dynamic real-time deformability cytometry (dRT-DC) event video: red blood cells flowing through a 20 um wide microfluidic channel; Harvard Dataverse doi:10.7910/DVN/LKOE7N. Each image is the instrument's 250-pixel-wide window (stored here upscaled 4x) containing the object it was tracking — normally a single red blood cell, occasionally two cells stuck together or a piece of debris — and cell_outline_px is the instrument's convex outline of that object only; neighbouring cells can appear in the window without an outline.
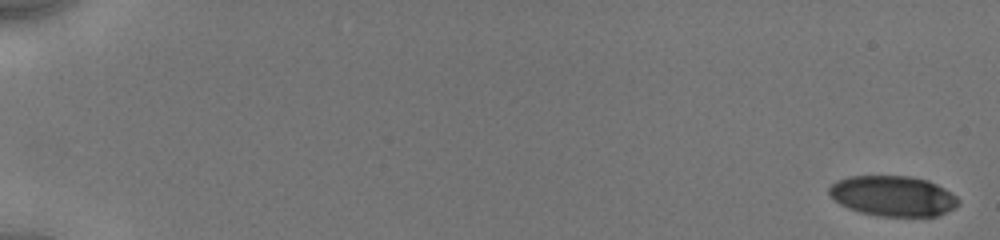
{"species": "human", "species_latin": "Homo sapiens", "temperature_condition": "cold", "stored_images_in_passage": 43, "camera_frame_rate_fps": 3000, "um_per_image_px": 0.085, "donor": {"sex": "male"}, "frame": {"image": 1, "passage_image": 1, "time_ms": 0.0, "image_size_px": [1000, 240], "cell_outline_px": [[960, 204], [936, 216], [876, 216], [860, 212], [848, 208], [840, 204], [828, 192], [828, 188], [836, 180], [848, 176], [912, 176], [928, 180], [944, 188], [956, 196], [960, 200]], "centroid_in_image_um": [75.89, 16.65], "position_along_channel_um": 9.1, "area_um2": 30.4}}
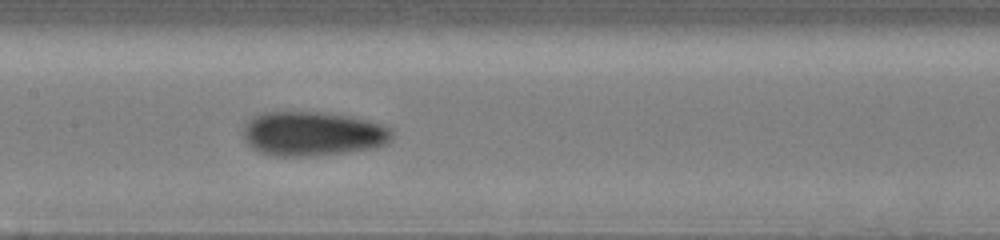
{"frame": {"image": 2, "passage_image": 26, "time_ms": 9.333, "image_size_px": [1000, 240], "cell_outline_px": [[392, 136], [384, 144], [376, 148], [316, 156], [276, 156], [260, 152], [252, 148], [244, 140], [244, 128], [248, 120], [252, 116], [264, 112], [320, 112], [348, 116], [380, 124], [392, 128]], "centroid_in_image_um": [26.55, 11.37], "position_along_channel_um": 180.9, "area_um2": 38.38}}
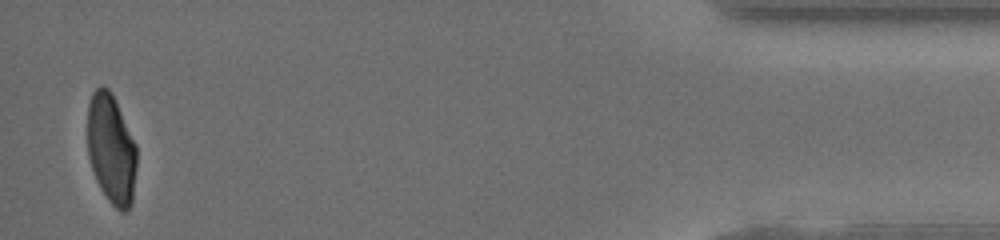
{"frame": {"image": 3, "passage_image": 43, "time_ms": 17.333, "image_size_px": [1000, 240], "cell_outline_px": [[136, 168], [132, 200], [128, 208], [124, 212], [120, 212], [108, 200], [96, 180], [88, 156], [88, 104], [92, 92], [100, 84], [104, 84], [112, 92], [116, 100], [136, 144]], "centroid_in_image_um": [9.45, 12.62], "position_along_channel_um": 425.7, "area_um2": 31.62}, "authors_computed_cell_mechanics": {"area_um2": 34.2176, "velocity_mm_per_s": 3.9307, "shape_relaxation_time_tau1_ms": 2.7523, "shape_relaxation_time_tau2_ms": 1.2849, "deformation_change_tau1": 0.1168, "deformation_change_tau2": 0.0583}}